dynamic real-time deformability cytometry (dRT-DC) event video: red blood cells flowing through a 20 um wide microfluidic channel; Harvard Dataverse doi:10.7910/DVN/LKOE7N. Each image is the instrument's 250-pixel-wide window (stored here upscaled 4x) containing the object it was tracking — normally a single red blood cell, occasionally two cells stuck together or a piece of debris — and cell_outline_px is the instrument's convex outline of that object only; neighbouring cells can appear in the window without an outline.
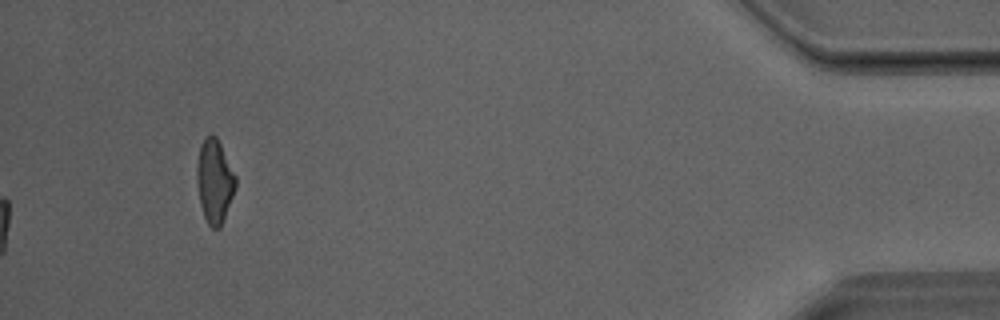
{"species": "Egyptian fruit bat (a non-hibernating species)", "species_latin": "Rousettus aegyptiacus", "temperature_condition": "room temperature", "stored_images_in_passage": 27, "camera_frame_rate_fps": 3000, "um_per_image_px": 0.085, "animal": {"sex": "male"}, "frame": {"image": 1, "passage_image": 27, "time_ms": 8.667, "image_size_px": [1000, 320], "cell_outline_px": [[236, 188], [220, 228], [212, 228], [208, 224], [204, 216], [200, 204], [196, 180], [196, 168], [200, 144], [204, 136], [208, 132], [212, 132], [216, 136], [236, 176]], "centroid_in_image_um": [18.22, 15.35], "position_along_channel_um": 417.0, "area_um2": 19.07}}